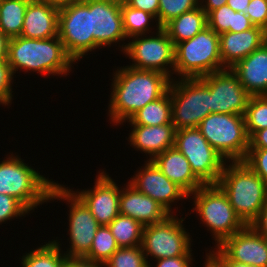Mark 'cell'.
I'll list each match as a JSON object with an SVG mask.
<instances>
[{
  "label": "cell",
  "instance_id": "21",
  "mask_svg": "<svg viewBox=\"0 0 267 267\" xmlns=\"http://www.w3.org/2000/svg\"><path fill=\"white\" fill-rule=\"evenodd\" d=\"M230 69L250 96L267 95V41Z\"/></svg>",
  "mask_w": 267,
  "mask_h": 267
},
{
  "label": "cell",
  "instance_id": "4",
  "mask_svg": "<svg viewBox=\"0 0 267 267\" xmlns=\"http://www.w3.org/2000/svg\"><path fill=\"white\" fill-rule=\"evenodd\" d=\"M10 154L0 162V193L13 196L33 213L37 206L49 202L55 181L26 164L19 154Z\"/></svg>",
  "mask_w": 267,
  "mask_h": 267
},
{
  "label": "cell",
  "instance_id": "43",
  "mask_svg": "<svg viewBox=\"0 0 267 267\" xmlns=\"http://www.w3.org/2000/svg\"><path fill=\"white\" fill-rule=\"evenodd\" d=\"M249 149H267V128L255 132L249 138Z\"/></svg>",
  "mask_w": 267,
  "mask_h": 267
},
{
  "label": "cell",
  "instance_id": "29",
  "mask_svg": "<svg viewBox=\"0 0 267 267\" xmlns=\"http://www.w3.org/2000/svg\"><path fill=\"white\" fill-rule=\"evenodd\" d=\"M123 30L127 40H131V37L138 35H146L151 32L152 29L158 30L160 27L157 24L156 18L148 12L130 7L127 3L121 4ZM156 22V25L153 22ZM152 22V23H151ZM153 27L157 28H152ZM151 25V26H150Z\"/></svg>",
  "mask_w": 267,
  "mask_h": 267
},
{
  "label": "cell",
  "instance_id": "8",
  "mask_svg": "<svg viewBox=\"0 0 267 267\" xmlns=\"http://www.w3.org/2000/svg\"><path fill=\"white\" fill-rule=\"evenodd\" d=\"M65 201L68 204L69 248L63 252L67 258H83L93 243L94 236L101 226L91 214L84 202L69 188L55 182L49 194L50 201Z\"/></svg>",
  "mask_w": 267,
  "mask_h": 267
},
{
  "label": "cell",
  "instance_id": "40",
  "mask_svg": "<svg viewBox=\"0 0 267 267\" xmlns=\"http://www.w3.org/2000/svg\"><path fill=\"white\" fill-rule=\"evenodd\" d=\"M205 260L211 267H256L230 261L217 247L206 252Z\"/></svg>",
  "mask_w": 267,
  "mask_h": 267
},
{
  "label": "cell",
  "instance_id": "26",
  "mask_svg": "<svg viewBox=\"0 0 267 267\" xmlns=\"http://www.w3.org/2000/svg\"><path fill=\"white\" fill-rule=\"evenodd\" d=\"M172 103L169 90L159 99L146 104L126 122L129 125L159 126L172 124Z\"/></svg>",
  "mask_w": 267,
  "mask_h": 267
},
{
  "label": "cell",
  "instance_id": "31",
  "mask_svg": "<svg viewBox=\"0 0 267 267\" xmlns=\"http://www.w3.org/2000/svg\"><path fill=\"white\" fill-rule=\"evenodd\" d=\"M119 247L141 246L144 226L122 214L108 225Z\"/></svg>",
  "mask_w": 267,
  "mask_h": 267
},
{
  "label": "cell",
  "instance_id": "3",
  "mask_svg": "<svg viewBox=\"0 0 267 267\" xmlns=\"http://www.w3.org/2000/svg\"><path fill=\"white\" fill-rule=\"evenodd\" d=\"M217 185L245 225L258 218L267 201V184L244 161L226 162Z\"/></svg>",
  "mask_w": 267,
  "mask_h": 267
},
{
  "label": "cell",
  "instance_id": "49",
  "mask_svg": "<svg viewBox=\"0 0 267 267\" xmlns=\"http://www.w3.org/2000/svg\"><path fill=\"white\" fill-rule=\"evenodd\" d=\"M46 3L56 6L58 8L70 5L75 2V0H45Z\"/></svg>",
  "mask_w": 267,
  "mask_h": 267
},
{
  "label": "cell",
  "instance_id": "9",
  "mask_svg": "<svg viewBox=\"0 0 267 267\" xmlns=\"http://www.w3.org/2000/svg\"><path fill=\"white\" fill-rule=\"evenodd\" d=\"M172 124L175 130L198 128L211 113L210 89L199 78L171 80Z\"/></svg>",
  "mask_w": 267,
  "mask_h": 267
},
{
  "label": "cell",
  "instance_id": "38",
  "mask_svg": "<svg viewBox=\"0 0 267 267\" xmlns=\"http://www.w3.org/2000/svg\"><path fill=\"white\" fill-rule=\"evenodd\" d=\"M244 162L267 184V149H249Z\"/></svg>",
  "mask_w": 267,
  "mask_h": 267
},
{
  "label": "cell",
  "instance_id": "16",
  "mask_svg": "<svg viewBox=\"0 0 267 267\" xmlns=\"http://www.w3.org/2000/svg\"><path fill=\"white\" fill-rule=\"evenodd\" d=\"M128 183L157 201L170 214H174L172 206L179 200L186 198L189 200V195L176 183L170 181L151 160L144 161L143 166L135 171Z\"/></svg>",
  "mask_w": 267,
  "mask_h": 267
},
{
  "label": "cell",
  "instance_id": "47",
  "mask_svg": "<svg viewBox=\"0 0 267 267\" xmlns=\"http://www.w3.org/2000/svg\"><path fill=\"white\" fill-rule=\"evenodd\" d=\"M251 0H227V5L236 12L248 13V5Z\"/></svg>",
  "mask_w": 267,
  "mask_h": 267
},
{
  "label": "cell",
  "instance_id": "15",
  "mask_svg": "<svg viewBox=\"0 0 267 267\" xmlns=\"http://www.w3.org/2000/svg\"><path fill=\"white\" fill-rule=\"evenodd\" d=\"M91 33L94 50L111 47L112 44L117 46L119 42V50L123 53L127 38L123 30L121 3L116 0H91Z\"/></svg>",
  "mask_w": 267,
  "mask_h": 267
},
{
  "label": "cell",
  "instance_id": "18",
  "mask_svg": "<svg viewBox=\"0 0 267 267\" xmlns=\"http://www.w3.org/2000/svg\"><path fill=\"white\" fill-rule=\"evenodd\" d=\"M217 248L230 261L267 267V240L251 225L226 238Z\"/></svg>",
  "mask_w": 267,
  "mask_h": 267
},
{
  "label": "cell",
  "instance_id": "48",
  "mask_svg": "<svg viewBox=\"0 0 267 267\" xmlns=\"http://www.w3.org/2000/svg\"><path fill=\"white\" fill-rule=\"evenodd\" d=\"M9 38L0 31V61H7Z\"/></svg>",
  "mask_w": 267,
  "mask_h": 267
},
{
  "label": "cell",
  "instance_id": "36",
  "mask_svg": "<svg viewBox=\"0 0 267 267\" xmlns=\"http://www.w3.org/2000/svg\"><path fill=\"white\" fill-rule=\"evenodd\" d=\"M30 211L13 196L0 193V224L29 215Z\"/></svg>",
  "mask_w": 267,
  "mask_h": 267
},
{
  "label": "cell",
  "instance_id": "20",
  "mask_svg": "<svg viewBox=\"0 0 267 267\" xmlns=\"http://www.w3.org/2000/svg\"><path fill=\"white\" fill-rule=\"evenodd\" d=\"M119 214L128 216L143 226L160 222L170 215L157 201L136 190L128 182L120 189Z\"/></svg>",
  "mask_w": 267,
  "mask_h": 267
},
{
  "label": "cell",
  "instance_id": "52",
  "mask_svg": "<svg viewBox=\"0 0 267 267\" xmlns=\"http://www.w3.org/2000/svg\"><path fill=\"white\" fill-rule=\"evenodd\" d=\"M116 1L122 4V3H126L128 0H116Z\"/></svg>",
  "mask_w": 267,
  "mask_h": 267
},
{
  "label": "cell",
  "instance_id": "35",
  "mask_svg": "<svg viewBox=\"0 0 267 267\" xmlns=\"http://www.w3.org/2000/svg\"><path fill=\"white\" fill-rule=\"evenodd\" d=\"M200 6V0H159L158 26L164 27L172 19Z\"/></svg>",
  "mask_w": 267,
  "mask_h": 267
},
{
  "label": "cell",
  "instance_id": "10",
  "mask_svg": "<svg viewBox=\"0 0 267 267\" xmlns=\"http://www.w3.org/2000/svg\"><path fill=\"white\" fill-rule=\"evenodd\" d=\"M184 219H179L178 214H170L160 222L144 226L141 247L149 264V257L154 261L169 257L194 256L191 248L192 235L184 228Z\"/></svg>",
  "mask_w": 267,
  "mask_h": 267
},
{
  "label": "cell",
  "instance_id": "1",
  "mask_svg": "<svg viewBox=\"0 0 267 267\" xmlns=\"http://www.w3.org/2000/svg\"><path fill=\"white\" fill-rule=\"evenodd\" d=\"M111 79L108 116L110 124L124 125L146 104L162 97L171 79L153 70H139L130 66L117 67Z\"/></svg>",
  "mask_w": 267,
  "mask_h": 267
},
{
  "label": "cell",
  "instance_id": "13",
  "mask_svg": "<svg viewBox=\"0 0 267 267\" xmlns=\"http://www.w3.org/2000/svg\"><path fill=\"white\" fill-rule=\"evenodd\" d=\"M58 37L75 63L94 51L91 0L77 1L59 8Z\"/></svg>",
  "mask_w": 267,
  "mask_h": 267
},
{
  "label": "cell",
  "instance_id": "6",
  "mask_svg": "<svg viewBox=\"0 0 267 267\" xmlns=\"http://www.w3.org/2000/svg\"><path fill=\"white\" fill-rule=\"evenodd\" d=\"M174 79L199 78L222 70L219 35L204 28L193 38L175 45Z\"/></svg>",
  "mask_w": 267,
  "mask_h": 267
},
{
  "label": "cell",
  "instance_id": "45",
  "mask_svg": "<svg viewBox=\"0 0 267 267\" xmlns=\"http://www.w3.org/2000/svg\"><path fill=\"white\" fill-rule=\"evenodd\" d=\"M226 3L227 0H200V7L206 12V15H208L211 11L220 8Z\"/></svg>",
  "mask_w": 267,
  "mask_h": 267
},
{
  "label": "cell",
  "instance_id": "24",
  "mask_svg": "<svg viewBox=\"0 0 267 267\" xmlns=\"http://www.w3.org/2000/svg\"><path fill=\"white\" fill-rule=\"evenodd\" d=\"M59 8L46 2L27 5L21 35L30 39L58 36Z\"/></svg>",
  "mask_w": 267,
  "mask_h": 267
},
{
  "label": "cell",
  "instance_id": "39",
  "mask_svg": "<svg viewBox=\"0 0 267 267\" xmlns=\"http://www.w3.org/2000/svg\"><path fill=\"white\" fill-rule=\"evenodd\" d=\"M254 26L267 31V0H251L246 14Z\"/></svg>",
  "mask_w": 267,
  "mask_h": 267
},
{
  "label": "cell",
  "instance_id": "41",
  "mask_svg": "<svg viewBox=\"0 0 267 267\" xmlns=\"http://www.w3.org/2000/svg\"><path fill=\"white\" fill-rule=\"evenodd\" d=\"M195 259L193 256H178V257H169V258H163L156 261V265L154 267H193L192 264L195 262ZM194 261V262H193ZM149 264V267H153ZM191 265V266H190Z\"/></svg>",
  "mask_w": 267,
  "mask_h": 267
},
{
  "label": "cell",
  "instance_id": "23",
  "mask_svg": "<svg viewBox=\"0 0 267 267\" xmlns=\"http://www.w3.org/2000/svg\"><path fill=\"white\" fill-rule=\"evenodd\" d=\"M151 161L170 181L176 183L188 195L204 185L192 172L187 158L175 147L166 149Z\"/></svg>",
  "mask_w": 267,
  "mask_h": 267
},
{
  "label": "cell",
  "instance_id": "25",
  "mask_svg": "<svg viewBox=\"0 0 267 267\" xmlns=\"http://www.w3.org/2000/svg\"><path fill=\"white\" fill-rule=\"evenodd\" d=\"M206 27L207 15L199 6L172 19L163 28L175 46L177 43L193 38Z\"/></svg>",
  "mask_w": 267,
  "mask_h": 267
},
{
  "label": "cell",
  "instance_id": "44",
  "mask_svg": "<svg viewBox=\"0 0 267 267\" xmlns=\"http://www.w3.org/2000/svg\"><path fill=\"white\" fill-rule=\"evenodd\" d=\"M251 226L267 240V201Z\"/></svg>",
  "mask_w": 267,
  "mask_h": 267
},
{
  "label": "cell",
  "instance_id": "14",
  "mask_svg": "<svg viewBox=\"0 0 267 267\" xmlns=\"http://www.w3.org/2000/svg\"><path fill=\"white\" fill-rule=\"evenodd\" d=\"M199 79L210 89L211 113L245 114L250 95L230 68Z\"/></svg>",
  "mask_w": 267,
  "mask_h": 267
},
{
  "label": "cell",
  "instance_id": "2",
  "mask_svg": "<svg viewBox=\"0 0 267 267\" xmlns=\"http://www.w3.org/2000/svg\"><path fill=\"white\" fill-rule=\"evenodd\" d=\"M7 62L14 76L16 72L23 71L28 74L35 72L48 78H51L50 75L66 77L75 65L58 36L47 39H30L22 36L11 38Z\"/></svg>",
  "mask_w": 267,
  "mask_h": 267
},
{
  "label": "cell",
  "instance_id": "42",
  "mask_svg": "<svg viewBox=\"0 0 267 267\" xmlns=\"http://www.w3.org/2000/svg\"><path fill=\"white\" fill-rule=\"evenodd\" d=\"M126 3L130 7L150 13L156 18L158 24L159 0H128Z\"/></svg>",
  "mask_w": 267,
  "mask_h": 267
},
{
  "label": "cell",
  "instance_id": "34",
  "mask_svg": "<svg viewBox=\"0 0 267 267\" xmlns=\"http://www.w3.org/2000/svg\"><path fill=\"white\" fill-rule=\"evenodd\" d=\"M102 267H149L141 246L119 247Z\"/></svg>",
  "mask_w": 267,
  "mask_h": 267
},
{
  "label": "cell",
  "instance_id": "30",
  "mask_svg": "<svg viewBox=\"0 0 267 267\" xmlns=\"http://www.w3.org/2000/svg\"><path fill=\"white\" fill-rule=\"evenodd\" d=\"M27 4L21 0L0 2V30L9 38L19 37L22 32Z\"/></svg>",
  "mask_w": 267,
  "mask_h": 267
},
{
  "label": "cell",
  "instance_id": "12",
  "mask_svg": "<svg viewBox=\"0 0 267 267\" xmlns=\"http://www.w3.org/2000/svg\"><path fill=\"white\" fill-rule=\"evenodd\" d=\"M174 147L187 158L192 172L204 185L217 184L226 161L198 128L176 130Z\"/></svg>",
  "mask_w": 267,
  "mask_h": 267
},
{
  "label": "cell",
  "instance_id": "27",
  "mask_svg": "<svg viewBox=\"0 0 267 267\" xmlns=\"http://www.w3.org/2000/svg\"><path fill=\"white\" fill-rule=\"evenodd\" d=\"M207 26L218 35L224 32H242L254 27L243 12H236L227 4L211 11L207 15Z\"/></svg>",
  "mask_w": 267,
  "mask_h": 267
},
{
  "label": "cell",
  "instance_id": "17",
  "mask_svg": "<svg viewBox=\"0 0 267 267\" xmlns=\"http://www.w3.org/2000/svg\"><path fill=\"white\" fill-rule=\"evenodd\" d=\"M106 171L97 172L94 186L75 191L100 225H109L119 215L120 188Z\"/></svg>",
  "mask_w": 267,
  "mask_h": 267
},
{
  "label": "cell",
  "instance_id": "19",
  "mask_svg": "<svg viewBox=\"0 0 267 267\" xmlns=\"http://www.w3.org/2000/svg\"><path fill=\"white\" fill-rule=\"evenodd\" d=\"M266 31L254 26L242 32H224L219 35L222 70L233 67L266 42Z\"/></svg>",
  "mask_w": 267,
  "mask_h": 267
},
{
  "label": "cell",
  "instance_id": "32",
  "mask_svg": "<svg viewBox=\"0 0 267 267\" xmlns=\"http://www.w3.org/2000/svg\"><path fill=\"white\" fill-rule=\"evenodd\" d=\"M118 248L108 225H101L94 236L90 251L82 259L103 266Z\"/></svg>",
  "mask_w": 267,
  "mask_h": 267
},
{
  "label": "cell",
  "instance_id": "11",
  "mask_svg": "<svg viewBox=\"0 0 267 267\" xmlns=\"http://www.w3.org/2000/svg\"><path fill=\"white\" fill-rule=\"evenodd\" d=\"M131 38L123 52L126 58L132 60V64L128 66L139 70L158 71L174 80L175 46L164 28L160 27L151 35Z\"/></svg>",
  "mask_w": 267,
  "mask_h": 267
},
{
  "label": "cell",
  "instance_id": "7",
  "mask_svg": "<svg viewBox=\"0 0 267 267\" xmlns=\"http://www.w3.org/2000/svg\"><path fill=\"white\" fill-rule=\"evenodd\" d=\"M198 129L226 162L245 160L249 136L244 115L210 113L200 122Z\"/></svg>",
  "mask_w": 267,
  "mask_h": 267
},
{
  "label": "cell",
  "instance_id": "28",
  "mask_svg": "<svg viewBox=\"0 0 267 267\" xmlns=\"http://www.w3.org/2000/svg\"><path fill=\"white\" fill-rule=\"evenodd\" d=\"M52 239L43 245L37 246L28 253L21 256V267H62L68 259L63 250L60 241Z\"/></svg>",
  "mask_w": 267,
  "mask_h": 267
},
{
  "label": "cell",
  "instance_id": "22",
  "mask_svg": "<svg viewBox=\"0 0 267 267\" xmlns=\"http://www.w3.org/2000/svg\"><path fill=\"white\" fill-rule=\"evenodd\" d=\"M128 143L136 151L145 153L152 160L166 149L174 147L175 128L173 124L159 126L131 125Z\"/></svg>",
  "mask_w": 267,
  "mask_h": 267
},
{
  "label": "cell",
  "instance_id": "50",
  "mask_svg": "<svg viewBox=\"0 0 267 267\" xmlns=\"http://www.w3.org/2000/svg\"><path fill=\"white\" fill-rule=\"evenodd\" d=\"M21 1L27 5L45 2V0H21Z\"/></svg>",
  "mask_w": 267,
  "mask_h": 267
},
{
  "label": "cell",
  "instance_id": "51",
  "mask_svg": "<svg viewBox=\"0 0 267 267\" xmlns=\"http://www.w3.org/2000/svg\"><path fill=\"white\" fill-rule=\"evenodd\" d=\"M203 267H211L208 262L205 260L204 263H203Z\"/></svg>",
  "mask_w": 267,
  "mask_h": 267
},
{
  "label": "cell",
  "instance_id": "33",
  "mask_svg": "<svg viewBox=\"0 0 267 267\" xmlns=\"http://www.w3.org/2000/svg\"><path fill=\"white\" fill-rule=\"evenodd\" d=\"M244 120L249 138L255 132L267 128V95L250 96Z\"/></svg>",
  "mask_w": 267,
  "mask_h": 267
},
{
  "label": "cell",
  "instance_id": "37",
  "mask_svg": "<svg viewBox=\"0 0 267 267\" xmlns=\"http://www.w3.org/2000/svg\"><path fill=\"white\" fill-rule=\"evenodd\" d=\"M14 75L7 61H0V105L12 104Z\"/></svg>",
  "mask_w": 267,
  "mask_h": 267
},
{
  "label": "cell",
  "instance_id": "5",
  "mask_svg": "<svg viewBox=\"0 0 267 267\" xmlns=\"http://www.w3.org/2000/svg\"><path fill=\"white\" fill-rule=\"evenodd\" d=\"M193 199L192 212H196L198 220L211 232L218 247L226 238L241 231L246 225L235 213L227 195L217 184L203 185L189 195Z\"/></svg>",
  "mask_w": 267,
  "mask_h": 267
},
{
  "label": "cell",
  "instance_id": "46",
  "mask_svg": "<svg viewBox=\"0 0 267 267\" xmlns=\"http://www.w3.org/2000/svg\"><path fill=\"white\" fill-rule=\"evenodd\" d=\"M62 267H102L95 263L86 261L82 258H68Z\"/></svg>",
  "mask_w": 267,
  "mask_h": 267
}]
</instances>
